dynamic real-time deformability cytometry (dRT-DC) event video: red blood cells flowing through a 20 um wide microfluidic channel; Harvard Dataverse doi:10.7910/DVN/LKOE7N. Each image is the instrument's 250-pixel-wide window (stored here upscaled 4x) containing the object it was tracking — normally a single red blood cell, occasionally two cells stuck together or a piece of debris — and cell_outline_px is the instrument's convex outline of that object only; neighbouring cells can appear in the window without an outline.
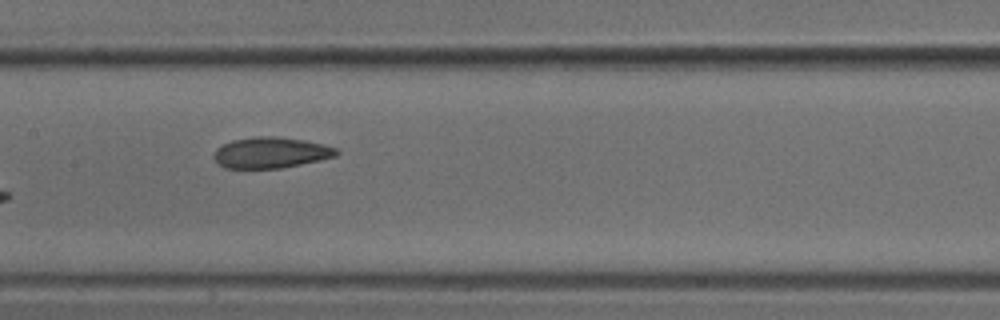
{"species": "common noctule bat (a hibernating species)", "species_latin": "Nyctalus noctula", "temperature_condition": "cold", "stored_images_in_passage": 9, "camera_frame_rate_fps": 3000, "um_per_image_px": 0.085, "animal": {"sex": "male", "body_mass_g": 18.8}, "frame": {"image": 1, "passage_image": 6, "time_ms": 1.667, "image_size_px": [1000, 320], "cell_outline_px": [[340, 152], [336, 156], [320, 160], [280, 168], [224, 168], [212, 156], [216, 148], [232, 140], [256, 136], [276, 136], [304, 140], [324, 144], [336, 148]], "centroid_in_image_um": [23.02, 12.97], "position_along_channel_um": 184.4, "area_um2": 22.08}}
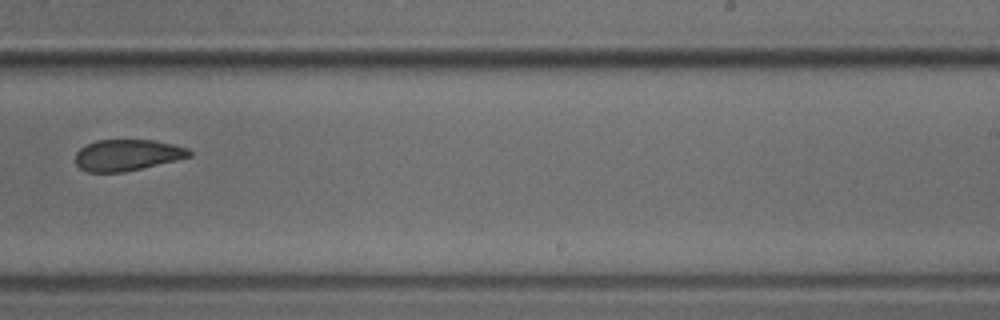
{"frame": {"image": 2, "passage_image": 8, "time_ms": 2.333, "image_size_px": [1000, 320], "cell_outline_px": [[192, 156], [176, 160], [124, 172], [88, 172], [80, 168], [76, 164], [76, 152], [80, 148], [96, 140], [152, 140], [172, 144], [188, 148], [192, 152]], "centroid_in_image_um": [10.81, 13.18], "position_along_channel_um": 278.2, "area_um2": 20.63}}
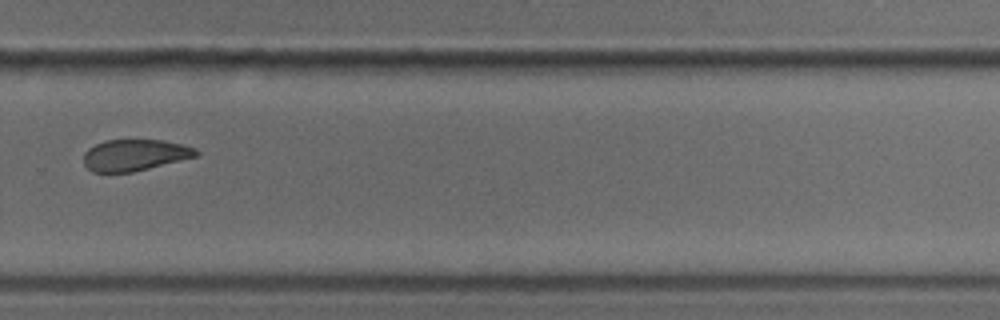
{"frame": {"image": 3, "passage_image": 9, "time_ms": 2.667, "image_size_px": [1000, 320], "cell_outline_px": [[200, 152], [196, 156], [132, 172], [92, 172], [84, 164], [84, 152], [88, 148], [104, 140], [164, 140], [196, 148]], "centroid_in_image_um": [11.43, 13.17], "position_along_channel_um": 318.4, "area_um2": 20.4}}